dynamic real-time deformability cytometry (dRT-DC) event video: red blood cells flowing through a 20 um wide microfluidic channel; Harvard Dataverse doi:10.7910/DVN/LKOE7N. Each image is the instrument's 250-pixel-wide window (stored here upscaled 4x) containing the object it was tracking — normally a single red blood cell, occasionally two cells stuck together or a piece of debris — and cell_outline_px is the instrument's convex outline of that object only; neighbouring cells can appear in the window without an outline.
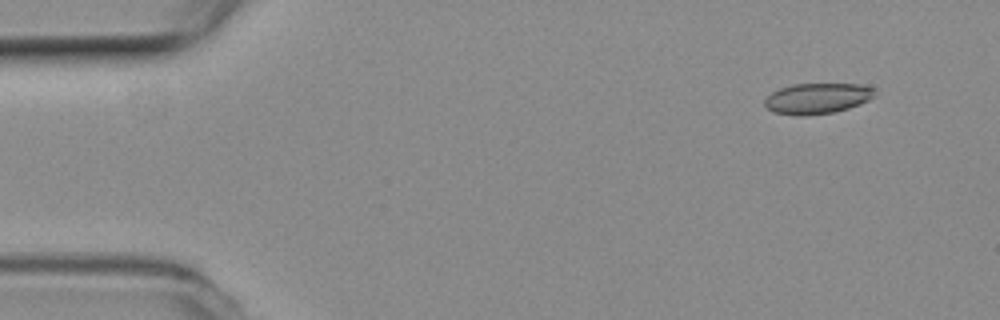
{"species": "common noctule bat (a hibernating species)", "species_latin": "Nyctalus noctula", "temperature_condition": "room temperature", "stored_images_in_passage": 47, "camera_frame_rate_fps": 3000, "um_per_image_px": 0.085, "animal": {"sex": "female", "body_mass_g": 19.3, "forearm_length_mm": 54.1}, "frame": {"image": 1, "passage_image": 1, "time_ms": 0.0, "image_size_px": [1000, 320], "cell_outline_px": [[876, 96], [868, 100], [848, 108], [832, 112], [804, 116], [796, 116], [776, 112], [768, 108], [764, 104], [764, 100], [772, 92], [780, 88], [792, 84], [860, 84], [872, 88]], "centroid_in_image_um": [69.45, 8.36], "position_along_channel_um": 15.5, "area_um2": 19.48}}
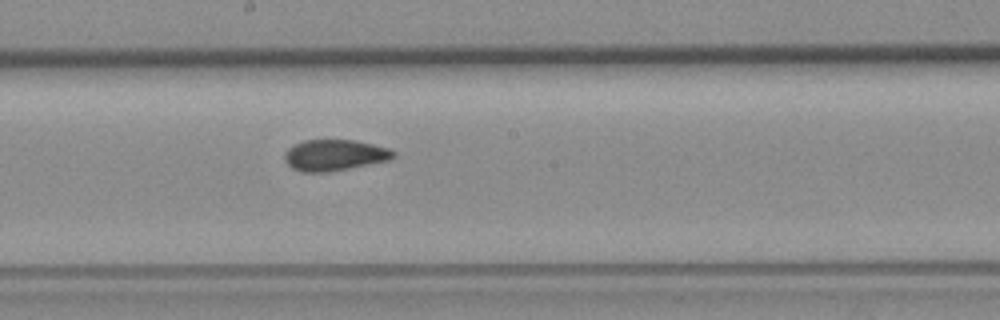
{"frame": {"image": 2, "passage_image": 25, "time_ms": 8.0, "image_size_px": [1000, 320], "cell_outline_px": [[396, 156], [388, 160], [332, 172], [300, 172], [292, 168], [284, 160], [284, 152], [288, 148], [304, 140], [356, 140], [388, 148], [396, 152]], "centroid_in_image_um": [28.42, 13.19], "position_along_channel_um": 219.8, "area_um2": 19.83}}
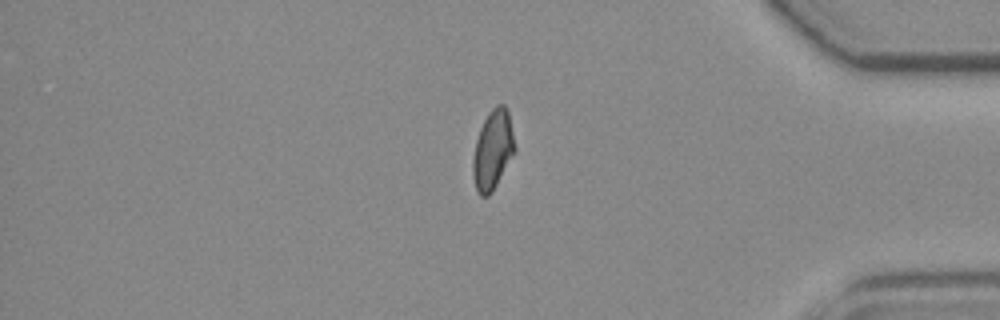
{"frame": {"image": 3, "passage_image": 41, "time_ms": 13.333, "image_size_px": [1000, 320], "cell_outline_px": [[516, 148], [492, 192], [488, 196], [480, 196], [476, 192], [472, 176], [472, 160], [476, 140], [480, 128], [488, 112], [496, 104], [504, 104], [508, 112]], "centroid_in_image_um": [41.86, 12.75], "position_along_channel_um": 393.3, "area_um2": 19.31}, "authors_computed_cell_mechanics": {"area_um2": 19.8832, "velocity_mm_per_s": 3.8237, "shape_relaxation_time_tau1_ms": null, "shape_relaxation_time_tau2_ms": 1.6158, "deformation_change_tau1": null, "deformation_change_tau2": 0.0539}}